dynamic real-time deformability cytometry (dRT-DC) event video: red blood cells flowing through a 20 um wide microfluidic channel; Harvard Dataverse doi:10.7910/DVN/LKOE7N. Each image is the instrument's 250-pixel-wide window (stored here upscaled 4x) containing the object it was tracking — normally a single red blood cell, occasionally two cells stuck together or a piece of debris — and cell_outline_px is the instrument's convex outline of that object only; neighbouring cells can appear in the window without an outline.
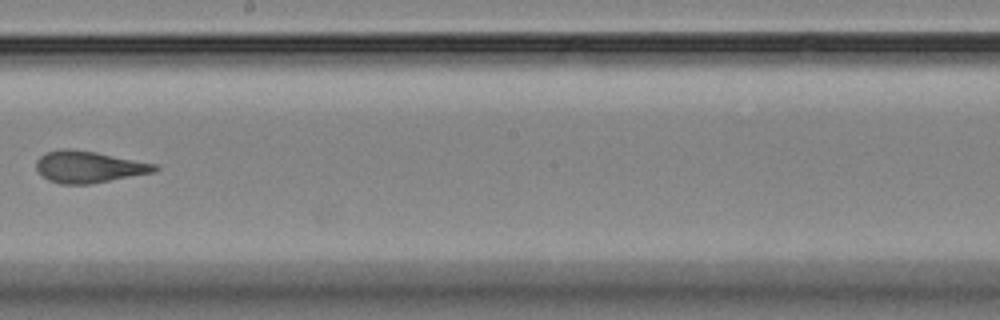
{"species": "Egyptian fruit bat (a non-hibernating species)", "species_latin": "Rousettus aegyptiacus", "temperature_condition": "room temperature", "stored_images_in_passage": 12, "camera_frame_rate_fps": 3000, "um_per_image_px": 0.085, "animal": {"sex": "female"}, "frame": {"image": 1, "passage_image": 8, "time_ms": 9.333, "image_size_px": [1000, 320], "cell_outline_px": [[160, 168], [156, 172], [92, 184], [60, 184], [48, 180], [36, 168], [36, 160], [44, 152], [64, 148], [68, 148], [96, 152], [156, 164]], "centroid_in_image_um": [7.55, 14.18], "position_along_channel_um": 240.6, "area_um2": 22.02}}
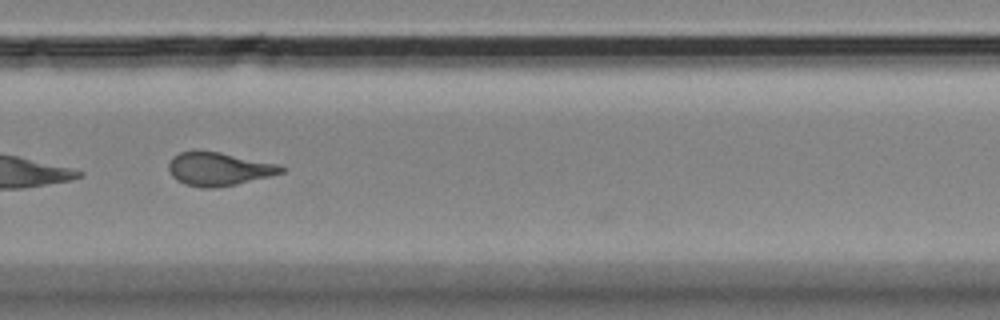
{"frame": {"image": 2, "passage_image": 10, "time_ms": 11.333, "image_size_px": [1000, 320], "cell_outline_px": [[288, 168], [284, 172], [236, 184], [212, 188], [200, 188], [184, 184], [176, 180], [172, 176], [168, 168], [168, 164], [172, 156], [180, 152], [196, 148], [220, 152], [280, 164]], "centroid_in_image_um": [18.56, 14.33], "position_along_channel_um": 311.2, "area_um2": 22.37}}
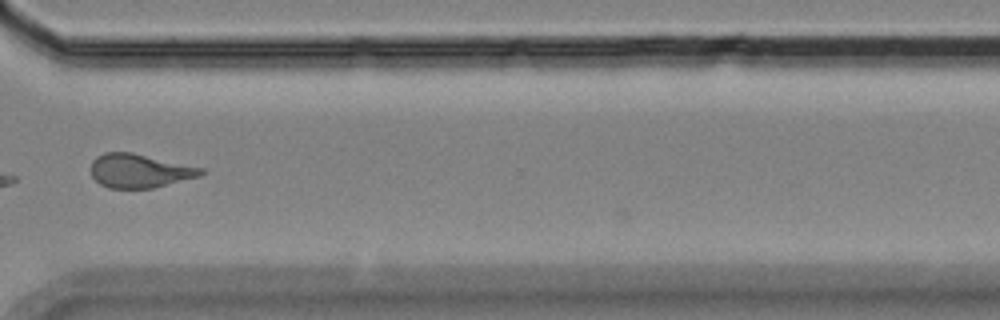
{"frame": {"image": 3, "passage_image": 11, "time_ms": 12.667, "image_size_px": [1000, 320], "cell_outline_px": [[204, 172], [200, 176], [152, 188], [108, 188], [100, 184], [92, 176], [92, 160], [96, 156], [104, 152], [132, 152], [204, 168]], "centroid_in_image_um": [11.85, 14.51], "position_along_channel_um": 358.7, "area_um2": 21.62}}